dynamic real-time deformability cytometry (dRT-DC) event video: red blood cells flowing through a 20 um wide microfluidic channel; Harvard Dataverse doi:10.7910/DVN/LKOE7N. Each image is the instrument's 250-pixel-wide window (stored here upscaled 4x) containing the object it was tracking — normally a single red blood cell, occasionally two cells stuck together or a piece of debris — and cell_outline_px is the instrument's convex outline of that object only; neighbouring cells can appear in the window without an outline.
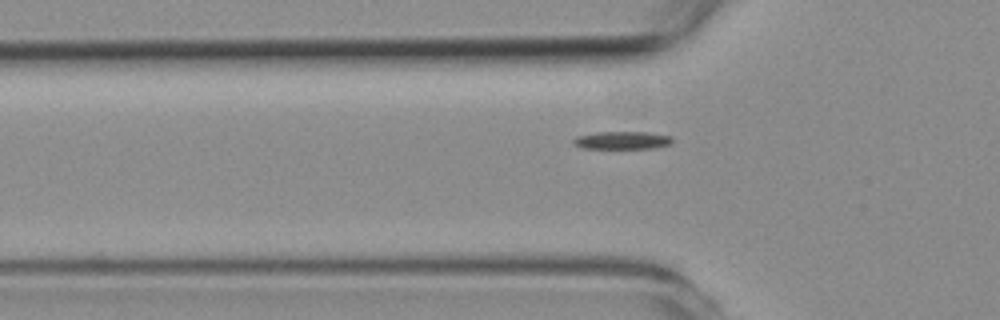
{"species": "common noctule bat (a hibernating species)", "species_latin": "Nyctalus noctula", "temperature_condition": "room temperature", "stored_images_in_passage": 39, "camera_frame_rate_fps": 3000, "um_per_image_px": 0.085, "animal": {"sex": "female", "body_mass_g": 19.3, "forearm_length_mm": 54.1}, "frame": {"image": 1, "passage_image": 6, "time_ms": 1.667, "image_size_px": [1000, 320], "cell_outline_px": [[672, 144], [652, 148], [580, 148], [572, 144], [572, 140], [576, 136], [596, 132], [648, 132], [672, 136]], "centroid_in_image_um": [52.85, 11.92], "position_along_channel_um": 72.9, "area_um2": 10.35}}
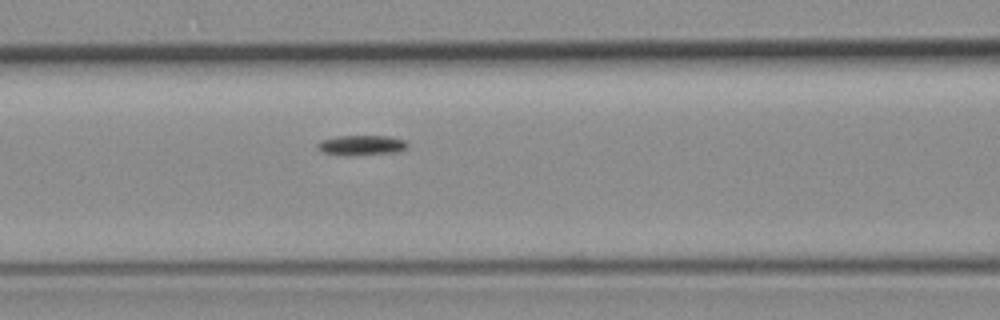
{"frame": {"image": 2, "passage_image": 11, "time_ms": 3.333, "image_size_px": [1000, 320], "cell_outline_px": [[408, 144], [400, 152], [352, 156], [348, 156], [324, 152], [316, 148], [316, 144], [320, 140], [336, 136], [388, 136], [404, 140]], "centroid_in_image_um": [30.69, 12.35], "position_along_channel_um": 135.9, "area_um2": 10.64}}
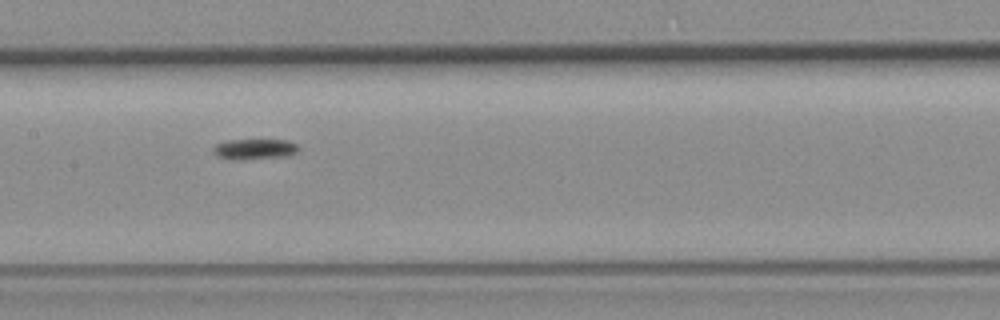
{"frame": {"image": 3, "passage_image": 15, "time_ms": 4.667, "image_size_px": [1000, 320], "cell_outline_px": [[300, 148], [296, 152], [288, 156], [240, 160], [216, 156], [212, 152], [212, 148], [216, 144], [228, 140], [288, 140], [296, 144]], "centroid_in_image_um": [21.63, 12.67], "position_along_channel_um": 185.8, "area_um2": 10.23}}